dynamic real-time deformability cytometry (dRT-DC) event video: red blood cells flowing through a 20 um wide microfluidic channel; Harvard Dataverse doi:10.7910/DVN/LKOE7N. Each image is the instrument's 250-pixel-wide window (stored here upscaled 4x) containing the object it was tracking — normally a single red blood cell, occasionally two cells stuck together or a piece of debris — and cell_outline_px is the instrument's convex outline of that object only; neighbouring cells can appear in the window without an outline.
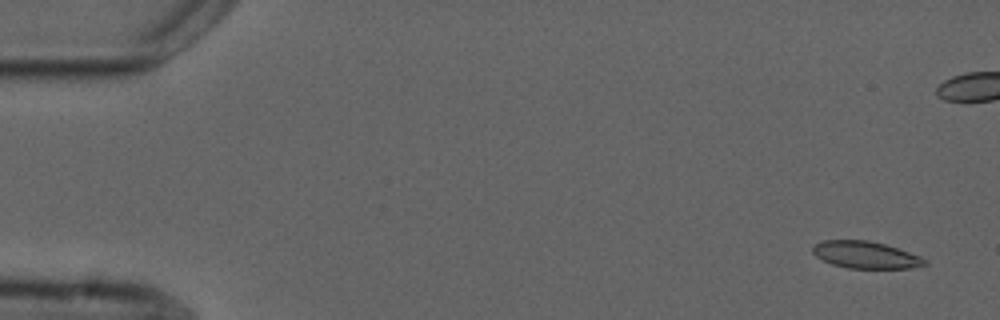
{"species": "common noctule bat (a hibernating species)", "species_latin": "Nyctalus noctula", "temperature_condition": "cold", "stored_images_in_passage": 6, "camera_frame_rate_fps": 3000, "um_per_image_px": 0.085, "animal": {"sex": "male", "forearm_length_mm": 52.5}, "frame": {"image": 1, "passage_image": 1, "time_ms": 0.0, "image_size_px": [1000, 320], "cell_outline_px": [[928, 264], [908, 268], [848, 268], [832, 264], [816, 256], [812, 252], [812, 244], [820, 240], [868, 240], [884, 244], [920, 256], [928, 260]], "centroid_in_image_um": [73.54, 21.65], "position_along_channel_um": 11.5, "area_um2": 17.63}}